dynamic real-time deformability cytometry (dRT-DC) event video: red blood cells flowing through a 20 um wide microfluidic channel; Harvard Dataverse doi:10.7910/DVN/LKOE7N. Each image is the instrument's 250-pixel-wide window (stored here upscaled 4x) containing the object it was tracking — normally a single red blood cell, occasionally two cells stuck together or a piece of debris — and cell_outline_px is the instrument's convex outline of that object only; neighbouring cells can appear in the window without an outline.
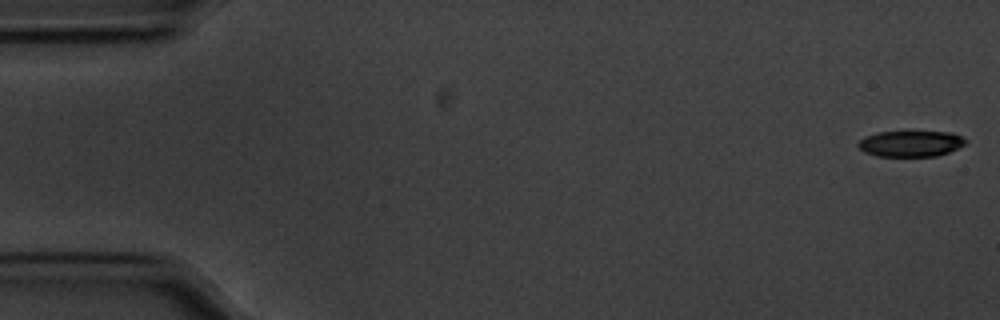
{"species": "common noctule bat (a hibernating species)", "species_latin": "Nyctalus noctula", "temperature_condition": "cold", "stored_images_in_passage": 56, "camera_frame_rate_fps": 3000, "um_per_image_px": 0.085, "animal": {"sex": "male", "body_mass_g": 20.1, "forearm_length_mm": 53.5}, "frame": {"image": 1, "passage_image": 1, "time_ms": 0.0, "image_size_px": [1000, 320], "cell_outline_px": [[968, 140], [964, 144], [948, 152], [936, 156], [876, 156], [864, 152], [856, 144], [864, 136], [876, 132], [912, 128], [952, 132]], "centroid_in_image_um": [77.39, 12.14], "position_along_channel_um": 7.6, "area_um2": 17.28}}
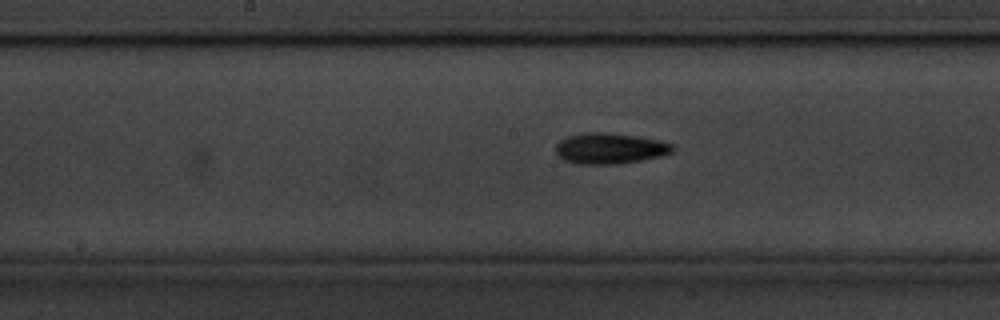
{"frame": {"image": 2, "passage_image": 28, "time_ms": 9.0, "image_size_px": [1000, 320], "cell_outline_px": [[676, 148], [672, 152], [660, 156], [640, 160], [616, 164], [576, 164], [564, 160], [556, 152], [556, 144], [560, 140], [568, 136], [584, 132], [608, 132], [640, 136], [660, 140], [672, 144]], "centroid_in_image_um": [51.85, 12.6], "position_along_channel_um": 196.4, "area_um2": 21.15}}
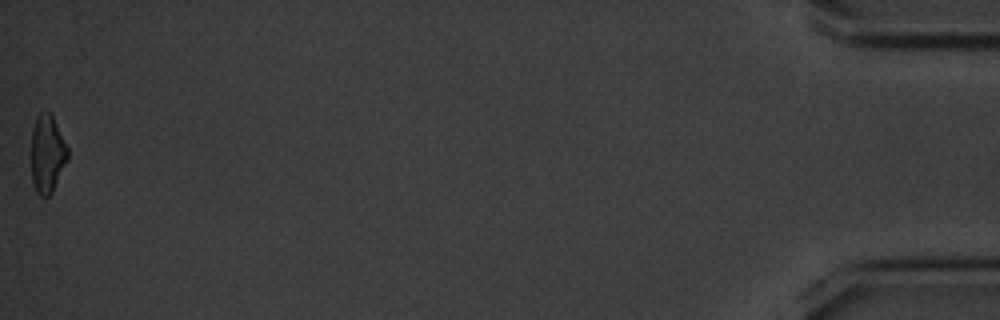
{"frame": {"image": 3, "passage_image": 56, "time_ms": 18.333, "image_size_px": [1000, 320], "cell_outline_px": [[68, 160], [52, 192], [48, 196], [40, 196], [36, 192], [32, 180], [32, 128], [36, 116], [44, 108], [48, 108], [52, 112], [68, 148]], "centroid_in_image_um": [4.03, 12.99], "position_along_channel_um": 431.2, "area_um2": 16.94}, "authors_computed_cell_mechanics": {"area_um2": 18.3226, "velocity_mm_per_s": 3.5708, "shape_relaxation_time_tau1_ms": 3.5715, "shape_relaxation_time_tau2_ms": null, "deformation_change_tau1": 0.1428, "deformation_change_tau2": null}}